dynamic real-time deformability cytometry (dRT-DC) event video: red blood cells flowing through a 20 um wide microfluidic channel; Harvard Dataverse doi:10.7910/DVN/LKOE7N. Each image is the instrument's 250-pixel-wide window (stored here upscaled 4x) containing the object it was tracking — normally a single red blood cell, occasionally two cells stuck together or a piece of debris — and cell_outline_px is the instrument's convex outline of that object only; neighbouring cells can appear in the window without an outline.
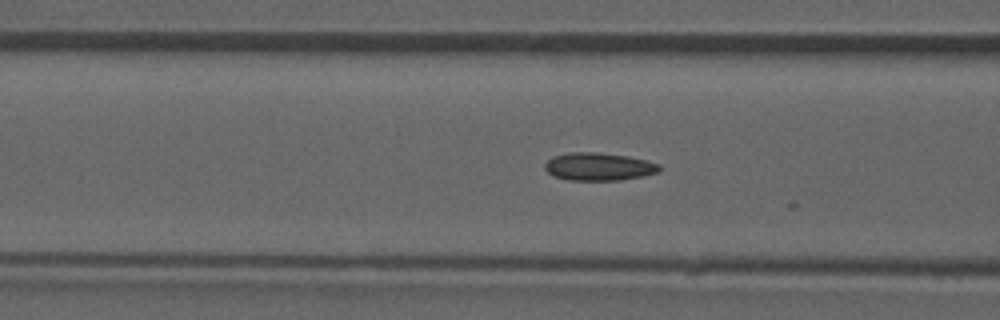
{"species": "common noctule bat (a hibernating species)", "species_latin": "Nyctalus noctula", "temperature_condition": "room temperature", "stored_images_in_passage": 20, "camera_frame_rate_fps": 3000, "um_per_image_px": 0.085, "animal": {"sex": "male", "forearm_length_mm": 52.5}, "frame": {"image": 1, "passage_image": 19, "time_ms": 6.0, "image_size_px": [1000, 320], "cell_outline_px": [[660, 172], [644, 176], [620, 180], [568, 180], [552, 176], [544, 168], [544, 164], [552, 156], [568, 152], [596, 152], [628, 156], [648, 160], [660, 164]], "centroid_in_image_um": [50.9, 14.16], "position_along_channel_um": 115.7, "area_um2": 18.84}}